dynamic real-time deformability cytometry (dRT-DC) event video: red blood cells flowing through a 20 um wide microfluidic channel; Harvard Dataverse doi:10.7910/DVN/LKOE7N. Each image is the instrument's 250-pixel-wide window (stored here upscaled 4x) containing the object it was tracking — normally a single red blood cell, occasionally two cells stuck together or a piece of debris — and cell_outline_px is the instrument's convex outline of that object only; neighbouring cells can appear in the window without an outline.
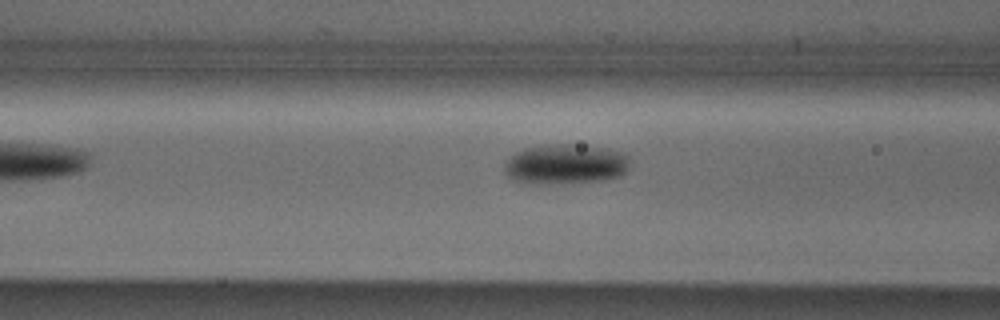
{"species": "Egyptian fruit bat (a non-hibernating species)", "species_latin": "Rousettus aegyptiacus", "temperature_condition": "cold", "stored_images_in_passage": 5, "camera_frame_rate_fps": 3000, "um_per_image_px": 0.085, "animal": {"sex": "male"}, "frame": {"image": 1, "passage_image": 4, "time_ms": 1.0, "image_size_px": [1000, 320], "cell_outline_px": [[628, 164], [624, 172], [620, 176], [596, 180], [516, 180], [508, 176], [504, 172], [504, 168], [508, 160], [516, 152], [524, 148], [544, 144], [572, 144], [608, 148], [620, 152], [628, 156]], "centroid_in_image_um": [48.09, 13.86], "position_along_channel_um": 118.5, "area_um2": 27.57}}